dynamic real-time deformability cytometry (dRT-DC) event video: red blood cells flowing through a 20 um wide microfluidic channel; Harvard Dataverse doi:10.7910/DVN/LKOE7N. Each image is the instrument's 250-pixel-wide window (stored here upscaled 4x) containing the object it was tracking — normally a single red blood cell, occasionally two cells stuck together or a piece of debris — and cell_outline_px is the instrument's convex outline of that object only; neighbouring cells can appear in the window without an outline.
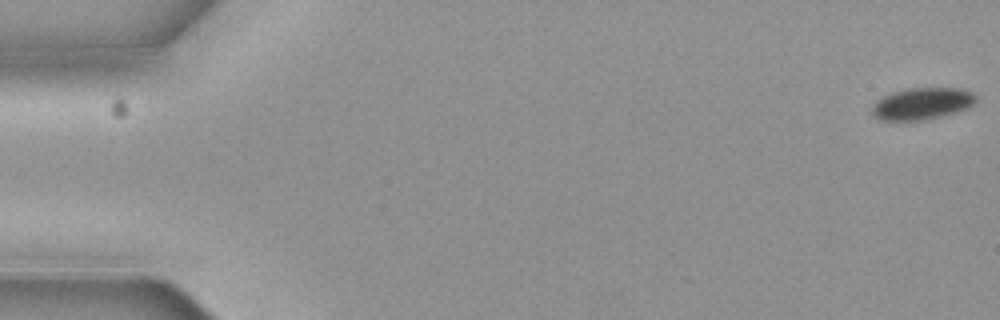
{"species": "common noctule bat (a hibernating species)", "species_latin": "Nyctalus noctula", "temperature_condition": "cold", "stored_images_in_passage": 4, "camera_frame_rate_fps": 3000, "um_per_image_px": 0.085, "animal": {"sex": "female", "body_mass_g": 19.3, "forearm_length_mm": 54.1}, "frame": {"image": 1, "passage_image": 1, "time_ms": 0.0, "image_size_px": [1000, 320], "cell_outline_px": [[976, 100], [972, 104], [964, 108], [952, 112], [920, 120], [880, 120], [872, 112], [872, 108], [876, 100], [892, 92], [908, 88], [960, 88], [972, 92], [976, 96]], "centroid_in_image_um": [78.34, 8.78], "position_along_channel_um": 6.7, "area_um2": 18.73}}